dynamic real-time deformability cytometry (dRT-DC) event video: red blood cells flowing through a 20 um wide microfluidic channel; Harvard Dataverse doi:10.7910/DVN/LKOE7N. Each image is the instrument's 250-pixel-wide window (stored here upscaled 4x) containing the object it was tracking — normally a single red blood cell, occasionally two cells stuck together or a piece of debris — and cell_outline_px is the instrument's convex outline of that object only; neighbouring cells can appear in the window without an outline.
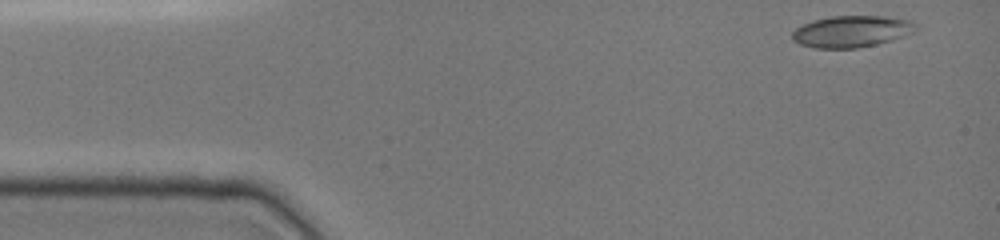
{"species": "common noctule bat (a hibernating species)", "species_latin": "Nyctalus noctula", "temperature_condition": "cold", "stored_images_in_passage": 39, "camera_frame_rate_fps": 3000, "um_per_image_px": 0.085, "animal": {"sex": "female", "body_mass_g": 19.0, "forearm_length_mm": 51.5}, "frame": {"image": 1, "passage_image": 1, "time_ms": 0.0, "image_size_px": [1000, 240], "cell_outline_px": [[920, 28], [912, 32], [892, 40], [876, 44], [856, 48], [816, 48], [800, 44], [792, 40], [792, 32], [796, 28], [812, 20], [832, 16], [884, 16], [908, 20], [920, 24]], "centroid_in_image_um": [72.4, 2.66], "position_along_channel_um": 12.6, "area_um2": 22.77}}
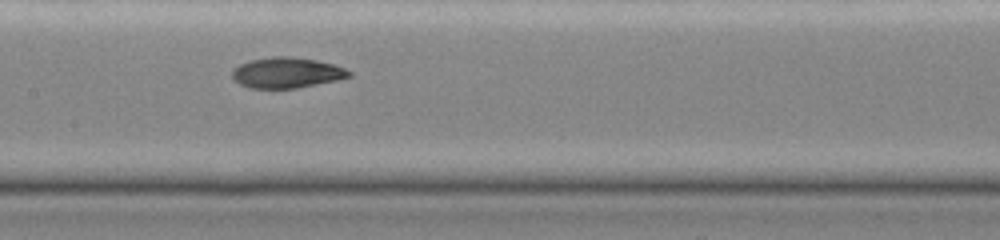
{"frame": {"image": 2, "passage_image": 21, "time_ms": 6.667, "image_size_px": [1000, 240], "cell_outline_px": [[352, 76], [336, 80], [296, 88], [248, 88], [232, 80], [232, 68], [240, 64], [252, 60], [272, 56], [292, 56], [316, 60], [332, 64], [344, 68], [352, 72]], "centroid_in_image_um": [24.34, 6.18], "position_along_channel_um": 183.1, "area_um2": 20.87}}
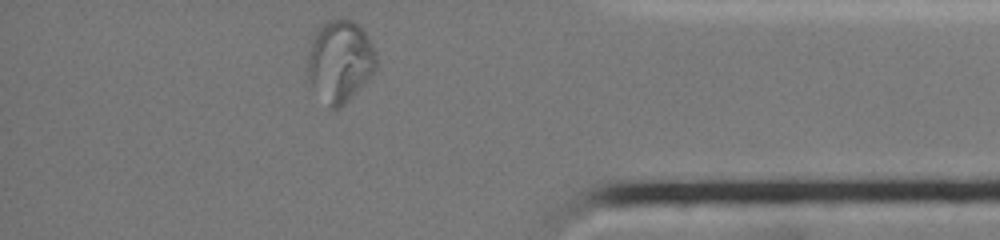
{"frame": {"image": 3, "passage_image": 39, "time_ms": 12.667, "image_size_px": [1000, 240], "cell_outline_px": [[376, 68], [372, 76], [344, 104], [332, 112], [328, 108], [308, 84], [308, 56], [312, 40], [316, 32], [328, 20], [352, 20], [368, 36], [376, 52]], "centroid_in_image_um": [28.89, 5.27], "position_along_channel_um": 406.3, "area_um2": 32.77}, "authors_computed_cell_mechanics": {"area_um2": 22.0796, "velocity_mm_per_s": 3.9761, "shape_relaxation_time_tau1_ms": null, "shape_relaxation_time_tau2_ms": 1.8845, "deformation_change_tau1": null, "deformation_change_tau2": 0.0303}}